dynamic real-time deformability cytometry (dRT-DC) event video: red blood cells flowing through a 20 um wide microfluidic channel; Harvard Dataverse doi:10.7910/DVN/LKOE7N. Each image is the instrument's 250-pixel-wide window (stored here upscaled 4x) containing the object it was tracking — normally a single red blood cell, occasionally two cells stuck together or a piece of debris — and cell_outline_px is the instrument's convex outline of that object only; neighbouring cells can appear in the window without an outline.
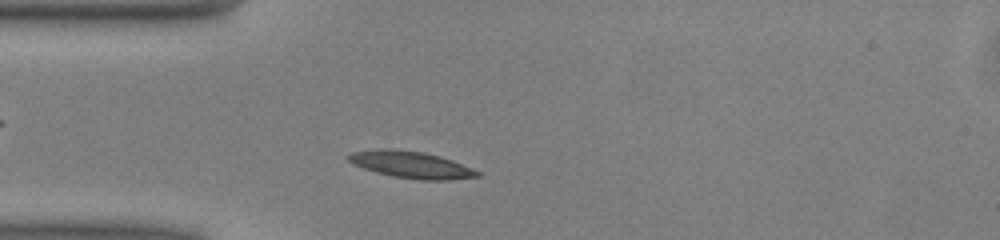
{"species": "common noctule bat (a hibernating species)", "species_latin": "Nyctalus noctula", "temperature_condition": "warm", "stored_images_in_passage": 42, "camera_frame_rate_fps": 3000, "um_per_image_px": 0.085, "animal": {"sex": "male", "body_mass_g": 13.0, "forearm_length_mm": 53.1}, "frame": {"image": 1, "passage_image": 5, "time_ms": 1.333, "image_size_px": [1000, 240], "cell_outline_px": [[480, 176], [448, 180], [420, 180], [392, 176], [376, 172], [352, 164], [344, 156], [352, 152], [380, 148], [388, 148], [424, 152], [440, 156], [452, 160], [472, 168], [480, 172]], "centroid_in_image_um": [34.91, 13.99], "position_along_channel_um": 50.1, "area_um2": 20.23}}
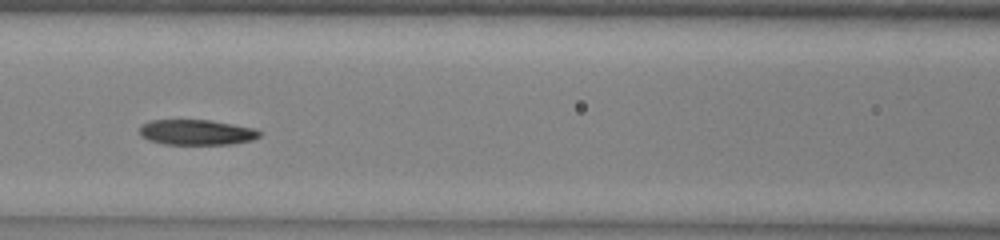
{"frame": {"image": 2, "passage_image": 13, "time_ms": 4.0, "image_size_px": [1000, 240], "cell_outline_px": [[260, 136], [252, 140], [232, 144], [164, 144], [148, 140], [140, 136], [140, 128], [144, 124], [152, 120], [212, 120], [256, 128], [260, 132]], "centroid_in_image_um": [16.73, 11.24], "position_along_channel_um": 149.9, "area_um2": 17.74}}
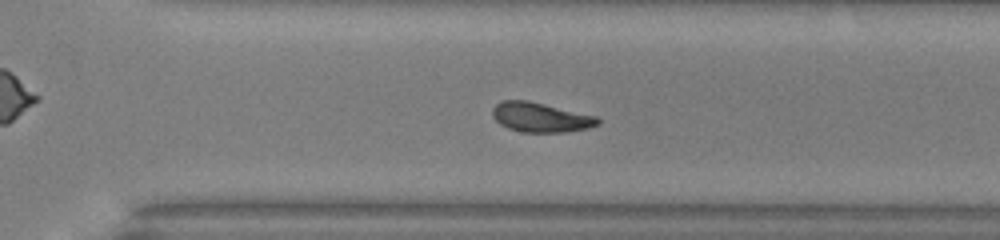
{"frame": {"image": 3, "passage_image": 26, "time_ms": 8.333, "image_size_px": [1000, 240], "cell_outline_px": [[600, 124], [588, 128], [564, 132], [520, 132], [508, 128], [500, 124], [492, 116], [492, 108], [496, 104], [504, 100], [528, 100], [596, 116], [600, 120]], "centroid_in_image_um": [45.93, 9.97], "position_along_channel_um": 324.7, "area_um2": 18.15}, "authors_computed_cell_mechanics": {"area_um2": 18.4093, "velocity_mm_per_s": 4.0385, "shape_relaxation_time_tau1_ms": 4.5285, "shape_relaxation_time_tau2_ms": 4.2174, "deformation_change_tau1": 0.1583, "deformation_change_tau2": 0.1168}}